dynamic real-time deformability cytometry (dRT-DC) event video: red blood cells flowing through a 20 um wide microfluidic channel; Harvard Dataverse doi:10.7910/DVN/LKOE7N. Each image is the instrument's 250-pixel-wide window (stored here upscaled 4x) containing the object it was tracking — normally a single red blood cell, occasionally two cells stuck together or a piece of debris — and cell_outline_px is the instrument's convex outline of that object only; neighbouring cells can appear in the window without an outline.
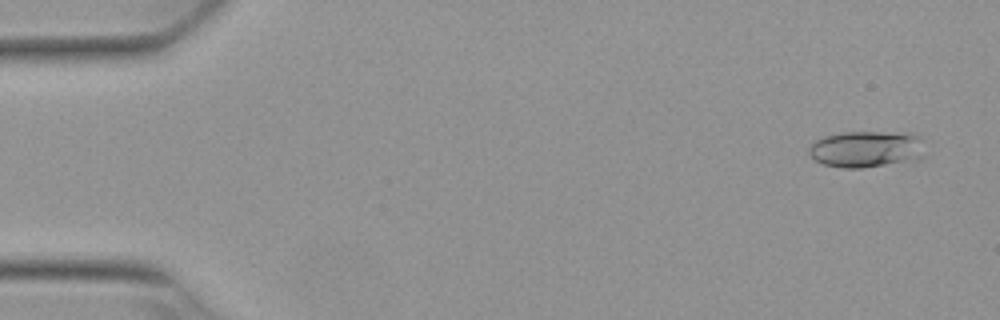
{"species": "Egyptian fruit bat (a non-hibernating species)", "species_latin": "Rousettus aegyptiacus", "temperature_condition": "warm", "stored_images_in_passage": 53, "camera_frame_rate_fps": 3000, "um_per_image_px": 0.085, "animal": {"sex": "female"}, "frame": {"image": 1, "passage_image": 3, "time_ms": 0.667, "image_size_px": [1000, 320], "cell_outline_px": [[924, 140], [920, 160], [864, 168], [840, 168], [824, 164], [816, 160], [808, 152], [808, 148], [816, 140], [824, 136], [840, 132], [912, 132], [920, 136]], "centroid_in_image_um": [73.69, 12.67], "position_along_channel_um": 11.3, "area_um2": 25.2}}
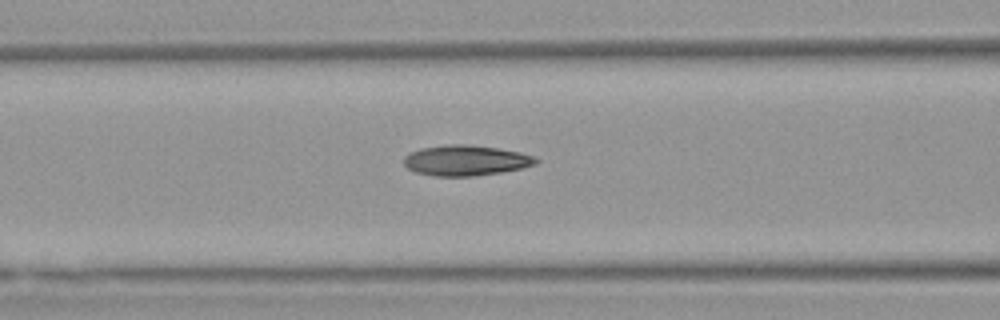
{"frame": {"image": 2, "passage_image": 22, "time_ms": 7.0, "image_size_px": [1000, 320], "cell_outline_px": [[540, 160], [536, 164], [520, 168], [500, 172], [472, 176], [436, 176], [416, 172], [408, 168], [404, 164], [404, 156], [408, 152], [420, 148], [444, 144], [464, 144], [500, 148], [520, 152], [536, 156]], "centroid_in_image_um": [39.58, 13.62], "position_along_channel_um": 127.0, "area_um2": 23.58}}
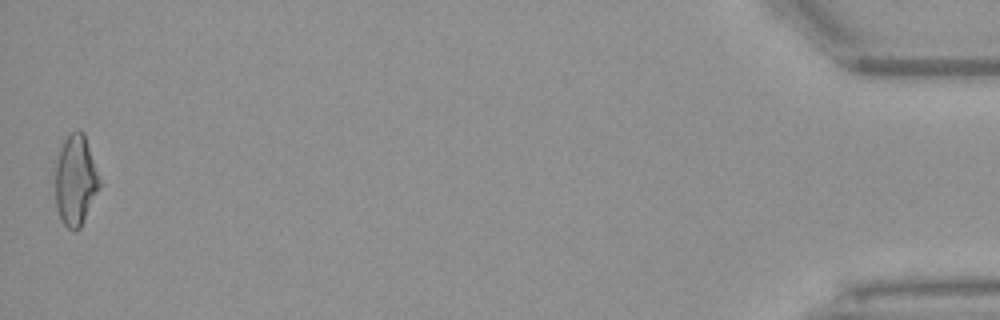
{"frame": {"image": 3, "passage_image": 53, "time_ms": 17.333, "image_size_px": [1000, 320], "cell_outline_px": [[100, 188], [80, 228], [76, 232], [72, 232], [60, 220], [56, 208], [56, 160], [60, 148], [64, 140], [72, 132], [84, 132], [100, 180]], "centroid_in_image_um": [6.42, 15.38], "position_along_channel_um": 428.8, "area_um2": 23.24}, "authors_computed_cell_mechanics": {"area_um2": 22.542, "velocity_mm_per_s": 3.8341, "shape_relaxation_time_tau1_ms": 10.7717, "shape_relaxation_time_tau2_ms": 2.1603, "deformation_change_tau1": 0.2761, "deformation_change_tau2": 0.1083}}